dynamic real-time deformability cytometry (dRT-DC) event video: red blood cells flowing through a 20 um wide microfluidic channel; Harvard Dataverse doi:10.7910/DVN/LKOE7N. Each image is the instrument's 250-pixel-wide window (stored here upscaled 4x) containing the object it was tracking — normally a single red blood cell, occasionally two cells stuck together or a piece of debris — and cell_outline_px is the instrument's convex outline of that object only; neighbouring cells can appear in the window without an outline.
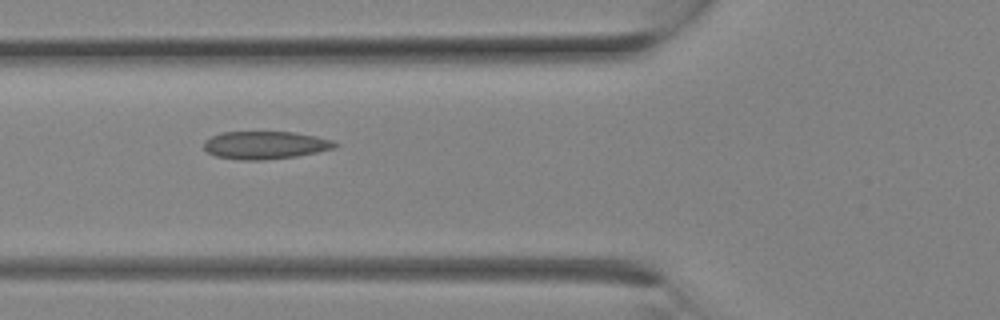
{"species": "Egyptian fruit bat (a non-hibernating species)", "species_latin": "Rousettus aegyptiacus", "temperature_condition": "room temperature", "stored_images_in_passage": 13, "camera_frame_rate_fps": 3000, "um_per_image_px": 0.085, "animal": {"sex": "female"}, "frame": {"image": 1, "passage_image": 10, "time_ms": 3.0, "image_size_px": [1000, 320], "cell_outline_px": [[340, 144], [336, 148], [296, 156], [264, 160], [236, 160], [216, 156], [208, 152], [204, 148], [204, 140], [212, 136], [224, 132], [292, 132], [316, 136], [332, 140]], "centroid_in_image_um": [22.55, 12.34], "position_along_channel_um": 103.2, "area_um2": 21.27}}
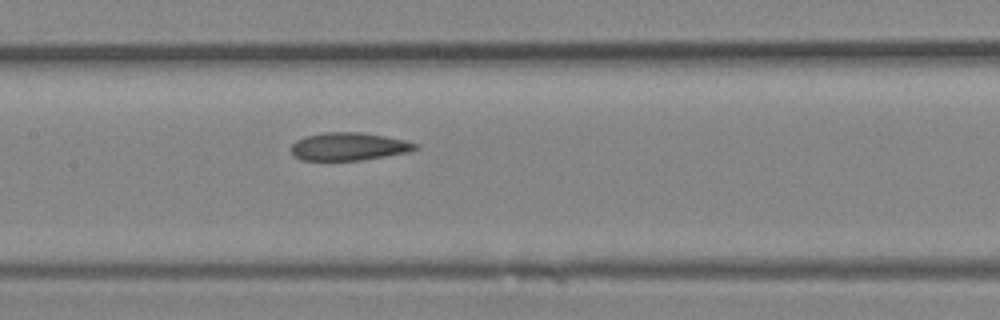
{"frame": {"image": 2, "passage_image": 13, "time_ms": 4.0, "image_size_px": [1000, 320], "cell_outline_px": [[420, 148], [408, 152], [364, 160], [300, 160], [292, 156], [292, 144], [296, 140], [304, 136], [324, 132], [360, 132], [384, 136], [404, 140], [416, 144]], "centroid_in_image_um": [29.61, 12.46], "position_along_channel_um": 177.8, "area_um2": 20.23}}